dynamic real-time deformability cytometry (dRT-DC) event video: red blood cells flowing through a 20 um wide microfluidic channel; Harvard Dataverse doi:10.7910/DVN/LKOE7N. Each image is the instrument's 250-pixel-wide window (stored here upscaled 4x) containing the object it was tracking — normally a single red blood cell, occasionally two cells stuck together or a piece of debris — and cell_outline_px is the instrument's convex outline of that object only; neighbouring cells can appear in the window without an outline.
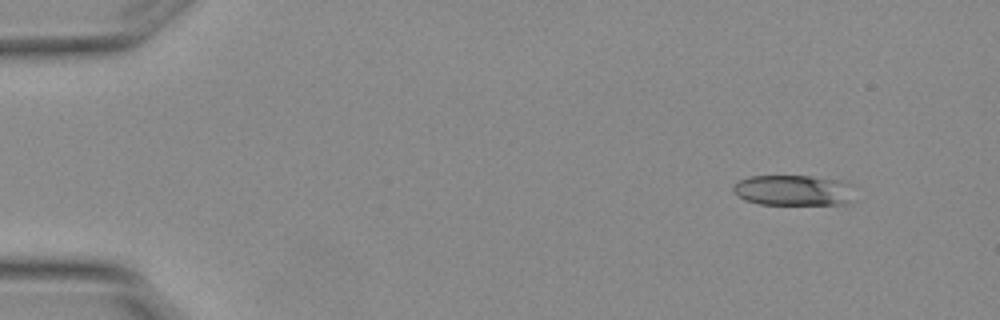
{"species": "Egyptian fruit bat (a non-hibernating species)", "species_latin": "Rousettus aegyptiacus", "temperature_condition": "warm", "stored_images_in_passage": 4, "camera_frame_rate_fps": 3000, "um_per_image_px": 0.085, "animal": {"sex": "female"}, "frame": {"image": 1, "passage_image": 2, "time_ms": 0.333, "image_size_px": [1000, 320], "cell_outline_px": [[848, 200], [844, 204], [760, 204], [744, 200], [732, 192], [732, 184], [748, 176], [812, 176], [848, 180]], "centroid_in_image_um": [67.32, 16.16], "position_along_channel_um": 17.7, "area_um2": 21.5}}
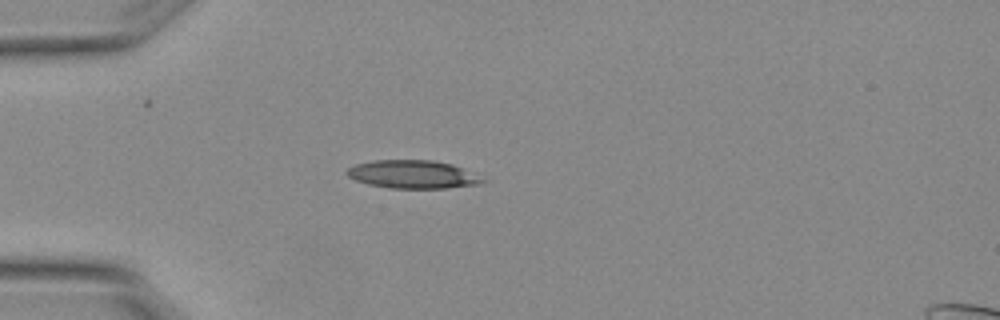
{"frame": {"image": 2, "passage_image": 4, "time_ms": 1.0, "image_size_px": [1000, 320], "cell_outline_px": [[488, 180], [484, 184], [448, 188], [388, 188], [368, 184], [356, 180], [348, 176], [344, 172], [348, 168], [356, 164], [372, 160], [432, 160], [452, 164], [476, 172]], "centroid_in_image_um": [35.17, 14.82], "position_along_channel_um": 49.8, "area_um2": 22.72}}